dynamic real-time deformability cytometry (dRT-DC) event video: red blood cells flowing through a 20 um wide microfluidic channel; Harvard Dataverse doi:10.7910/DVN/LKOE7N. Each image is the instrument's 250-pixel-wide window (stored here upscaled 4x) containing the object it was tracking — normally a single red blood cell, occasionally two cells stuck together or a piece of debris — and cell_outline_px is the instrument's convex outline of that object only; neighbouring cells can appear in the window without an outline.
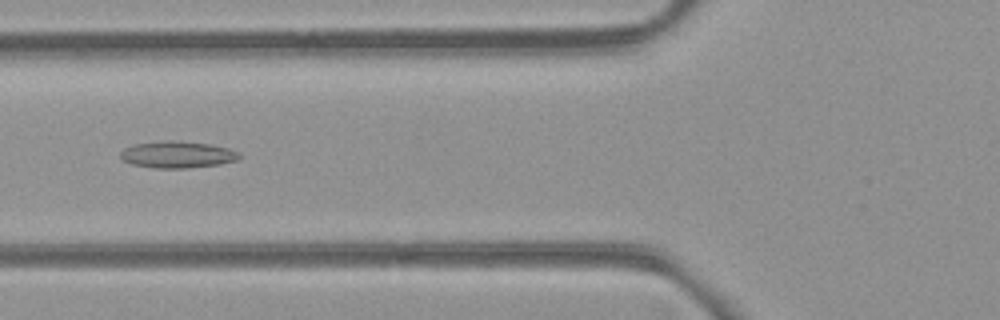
{"species": "common noctule bat (a hibernating species)", "species_latin": "Nyctalus noctula", "temperature_condition": "room temperature", "stored_images_in_passage": 6, "camera_frame_rate_fps": 3000, "um_per_image_px": 0.085, "animal": {"sex": "female", "body_mass_g": 21.9}, "frame": {"image": 1, "passage_image": 5, "time_ms": 5.333, "image_size_px": [1000, 320], "cell_outline_px": [[240, 156], [236, 160], [220, 164], [188, 168], [156, 168], [132, 164], [124, 160], [120, 156], [120, 152], [124, 148], [136, 144], [164, 140], [172, 140], [208, 144], [228, 148], [240, 152]], "centroid_in_image_um": [15.08, 13.14], "position_along_channel_um": 110.7, "area_um2": 18.38}}
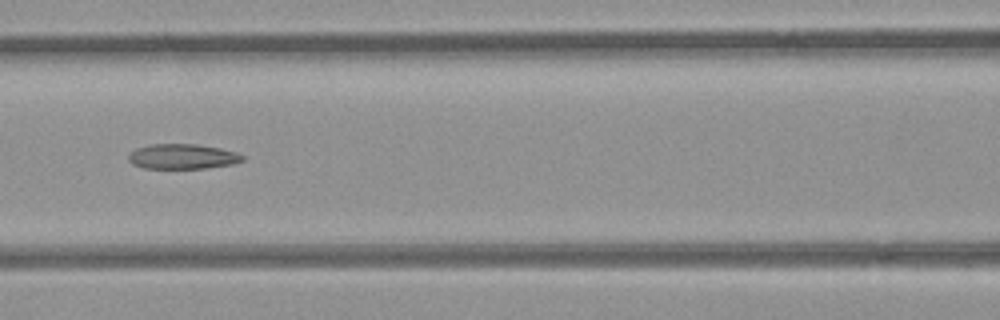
{"frame": {"image": 2, "passage_image": 6, "time_ms": 6.333, "image_size_px": [1000, 320], "cell_outline_px": [[244, 160], [232, 164], [208, 168], [144, 168], [132, 164], [128, 160], [128, 156], [136, 148], [148, 144], [196, 144], [220, 148], [236, 152], [244, 156]], "centroid_in_image_um": [15.51, 13.3], "position_along_channel_um": 151.1, "area_um2": 16.65}}